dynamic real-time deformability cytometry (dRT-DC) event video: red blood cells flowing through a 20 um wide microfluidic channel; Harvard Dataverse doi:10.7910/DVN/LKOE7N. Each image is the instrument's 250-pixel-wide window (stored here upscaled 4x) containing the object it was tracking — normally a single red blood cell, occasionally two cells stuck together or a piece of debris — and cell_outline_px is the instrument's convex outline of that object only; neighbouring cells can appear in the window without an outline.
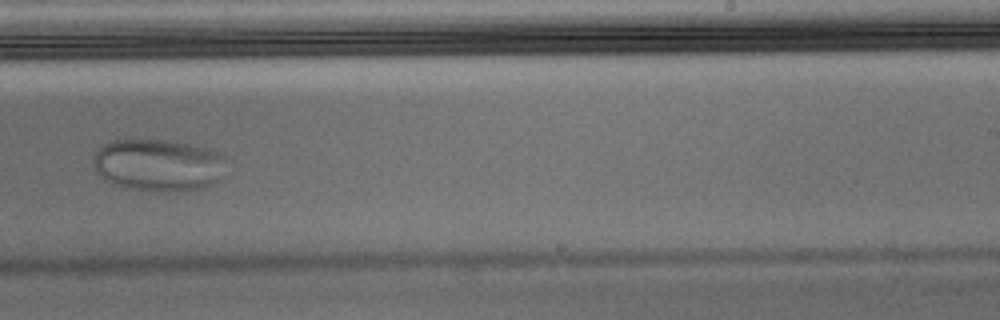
{"species": "Egyptian fruit bat (a non-hibernating species)", "species_latin": "Rousettus aegyptiacus", "temperature_condition": "warm", "stored_images_in_passage": 42, "camera_frame_rate_fps": 3000, "um_per_image_px": 0.085, "animal": {"sex": "male"}, "frame": {"image": 1, "passage_image": 30, "time_ms": 9.667, "image_size_px": [1000, 320], "cell_outline_px": [[228, 156], [216, 180], [212, 184], [200, 188], [180, 192], [160, 192], [128, 188], [104, 180], [96, 172], [92, 164], [92, 160], [96, 152], [104, 144], [112, 140], [168, 140], [196, 144], [208, 148]], "centroid_in_image_um": [13.44, 14.02], "position_along_channel_um": 275.6, "area_um2": 40.75}}